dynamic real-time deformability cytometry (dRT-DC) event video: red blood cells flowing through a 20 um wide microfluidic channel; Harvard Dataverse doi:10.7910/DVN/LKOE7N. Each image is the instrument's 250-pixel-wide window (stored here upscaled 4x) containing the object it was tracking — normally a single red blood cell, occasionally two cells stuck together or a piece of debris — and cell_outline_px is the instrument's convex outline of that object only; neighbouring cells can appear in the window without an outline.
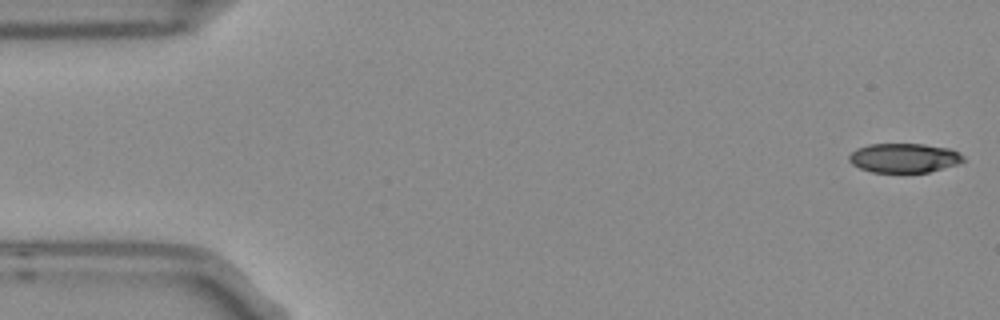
{"species": "Egyptian fruit bat (a non-hibernating species)", "species_latin": "Rousettus aegyptiacus", "temperature_condition": "room temperature", "stored_images_in_passage": 3, "segment_of_instrument_passage": [2, 2], "camera_frame_rate_fps": 3000, "um_per_image_px": 0.085, "frame": {"image": 1, "passage_image": 3, "time_ms": 0.667, "image_size_px": [1000, 320], "cell_outline_px": [[964, 160], [960, 164], [928, 172], [872, 172], [860, 168], [852, 164], [848, 160], [848, 156], [856, 148], [868, 144], [924, 144], [948, 148], [964, 156]], "centroid_in_image_um": [76.83, 13.42], "position_along_channel_um": 8.2, "area_um2": 19.54}}